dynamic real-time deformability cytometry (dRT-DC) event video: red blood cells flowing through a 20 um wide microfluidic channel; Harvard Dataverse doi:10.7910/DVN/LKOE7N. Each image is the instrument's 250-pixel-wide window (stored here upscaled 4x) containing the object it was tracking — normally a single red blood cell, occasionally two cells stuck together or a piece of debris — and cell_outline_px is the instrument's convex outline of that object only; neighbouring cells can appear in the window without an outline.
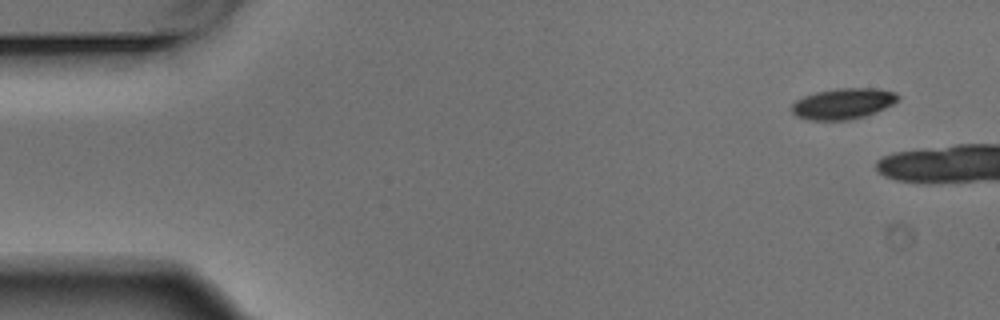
{"species": "Egyptian fruit bat (a non-hibernating species)", "species_latin": "Rousettus aegyptiacus", "temperature_condition": "warm", "stored_images_in_passage": 2, "camera_frame_rate_fps": 3000, "um_per_image_px": 0.085, "animal": {"sex": "male"}, "frame": {"image": 1, "passage_image": 1, "time_ms": 0.0, "image_size_px": [1000, 320], "cell_outline_px": [[900, 100], [876, 112], [864, 116], [848, 120], [808, 120], [796, 116], [788, 108], [796, 100], [804, 96], [816, 92], [836, 88], [876, 88], [896, 92], [900, 96]], "centroid_in_image_um": [71.65, 8.81], "position_along_channel_um": 13.4, "area_um2": 19.31}}